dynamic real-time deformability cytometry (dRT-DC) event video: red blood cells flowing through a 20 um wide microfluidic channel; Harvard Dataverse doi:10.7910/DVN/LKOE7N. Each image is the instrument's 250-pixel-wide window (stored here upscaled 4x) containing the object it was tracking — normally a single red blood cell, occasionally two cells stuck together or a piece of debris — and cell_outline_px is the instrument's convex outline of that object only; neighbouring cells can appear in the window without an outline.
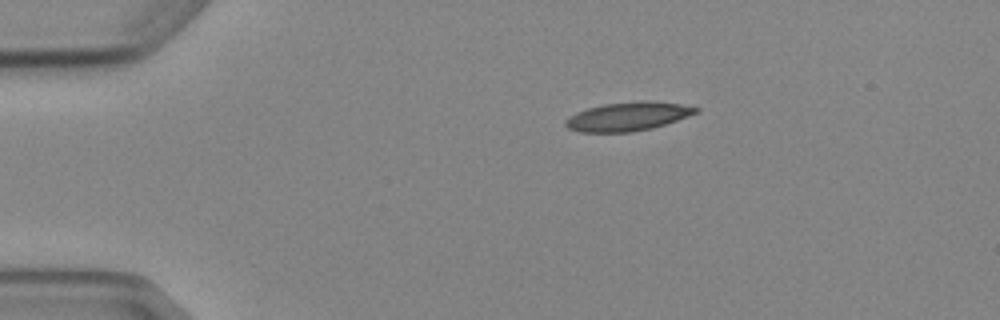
{"species": "Egyptian fruit bat (a non-hibernating species)", "species_latin": "Rousettus aegyptiacus", "temperature_condition": "cold", "stored_images_in_passage": 4, "camera_frame_rate_fps": 3000, "um_per_image_px": 0.085, "animal": {"sex": "female"}, "frame": {"image": 1, "passage_image": 1, "time_ms": 0.0, "image_size_px": [1000, 320], "cell_outline_px": [[700, 112], [652, 128], [632, 132], [580, 132], [568, 128], [564, 124], [564, 120], [568, 116], [576, 112], [588, 108], [604, 104], [648, 100], [680, 104], [700, 108]], "centroid_in_image_um": [53.35, 9.9], "position_along_channel_um": 31.7, "area_um2": 21.79}}
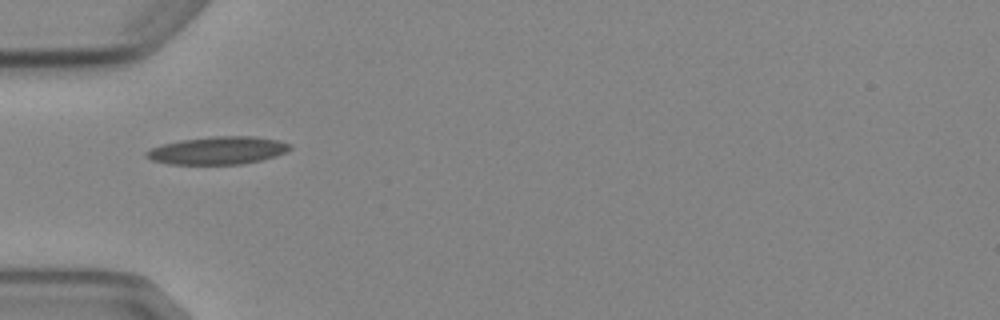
{"frame": {"image": 2, "passage_image": 3, "time_ms": 2.333, "image_size_px": [1000, 320], "cell_outline_px": [[292, 148], [288, 152], [276, 156], [244, 164], [168, 164], [152, 160], [144, 156], [144, 152], [152, 148], [164, 144], [180, 140], [212, 136], [256, 136], [280, 140], [292, 144]], "centroid_in_image_um": [18.56, 12.78], "position_along_channel_um": 66.4, "area_um2": 23.47}}
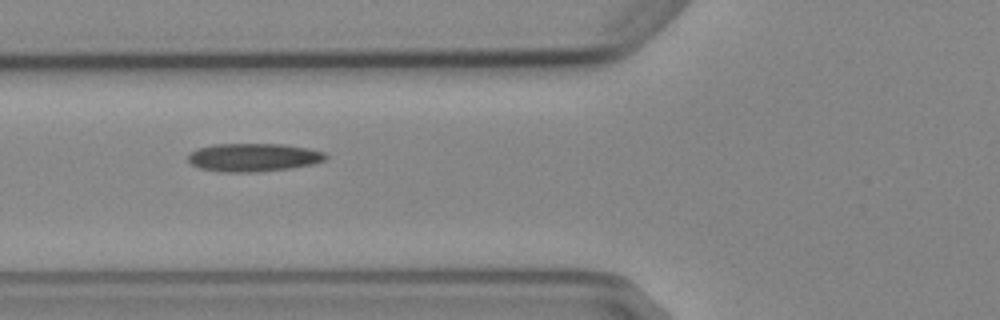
{"frame": {"image": 3, "passage_image": 4, "time_ms": 3.333, "image_size_px": [1000, 320], "cell_outline_px": [[328, 156], [324, 160], [316, 164], [288, 168], [256, 172], [220, 172], [200, 168], [192, 164], [188, 160], [188, 156], [196, 148], [216, 144], [284, 144], [308, 148], [324, 152]], "centroid_in_image_um": [21.56, 13.38], "position_along_channel_um": 104.2, "area_um2": 22.66}}